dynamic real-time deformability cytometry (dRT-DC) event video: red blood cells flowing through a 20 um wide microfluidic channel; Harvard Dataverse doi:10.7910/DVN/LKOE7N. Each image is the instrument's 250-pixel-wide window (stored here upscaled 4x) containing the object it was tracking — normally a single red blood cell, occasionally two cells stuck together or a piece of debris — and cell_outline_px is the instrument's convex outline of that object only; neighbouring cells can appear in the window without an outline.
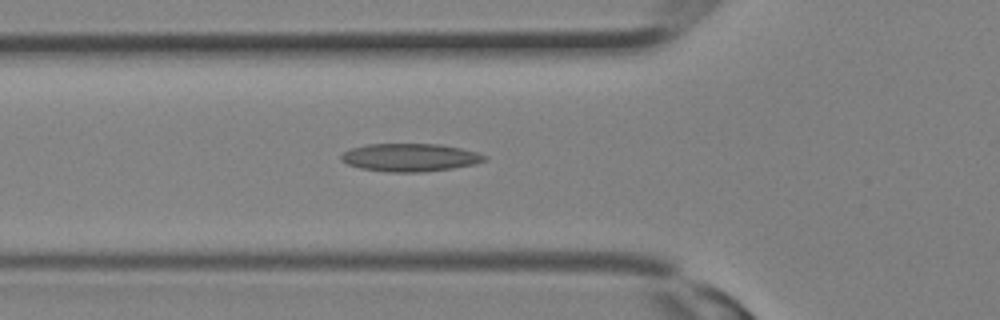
{"species": "Egyptian fruit bat (a non-hibernating species)", "species_latin": "Rousettus aegyptiacus", "temperature_condition": "room temperature", "stored_images_in_passage": 15, "camera_frame_rate_fps": 3000, "um_per_image_px": 0.085, "animal": {"sex": "female"}, "frame": {"image": 1, "passage_image": 11, "time_ms": 3.333, "image_size_px": [1000, 320], "cell_outline_px": [[488, 160], [476, 164], [452, 168], [420, 172], [388, 172], [360, 168], [348, 164], [340, 160], [340, 156], [344, 152], [352, 148], [364, 144], [440, 144], [460, 148], [476, 152], [488, 156]], "centroid_in_image_um": [34.86, 13.38], "position_along_channel_um": 90.9, "area_um2": 23.41}}
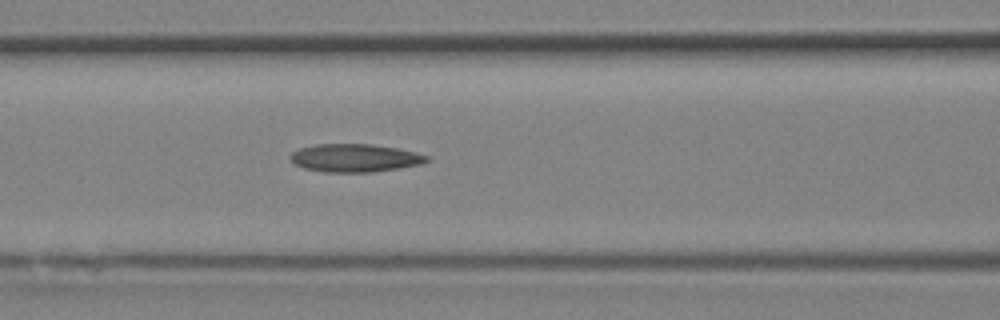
{"frame": {"image": 2, "passage_image": 13, "time_ms": 4.0, "image_size_px": [1000, 320], "cell_outline_px": [[432, 160], [420, 164], [400, 168], [372, 172], [324, 172], [304, 168], [296, 164], [288, 156], [292, 152], [300, 148], [316, 144], [372, 144], [396, 148], [416, 152], [428, 156]], "centroid_in_image_um": [30.18, 13.42], "position_along_channel_um": 136.4, "area_um2": 22.31}}
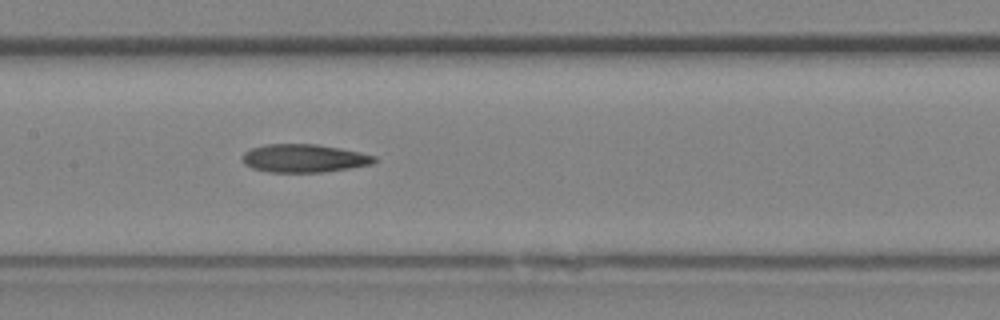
{"frame": {"image": 3, "passage_image": 15, "time_ms": 4.667, "image_size_px": [1000, 320], "cell_outline_px": [[376, 160], [372, 164], [352, 168], [324, 172], [268, 172], [252, 168], [244, 164], [240, 156], [248, 148], [264, 144], [316, 144], [340, 148], [360, 152], [376, 156]], "centroid_in_image_um": [25.8, 13.45], "position_along_channel_um": 181.6, "area_um2": 21.96}}